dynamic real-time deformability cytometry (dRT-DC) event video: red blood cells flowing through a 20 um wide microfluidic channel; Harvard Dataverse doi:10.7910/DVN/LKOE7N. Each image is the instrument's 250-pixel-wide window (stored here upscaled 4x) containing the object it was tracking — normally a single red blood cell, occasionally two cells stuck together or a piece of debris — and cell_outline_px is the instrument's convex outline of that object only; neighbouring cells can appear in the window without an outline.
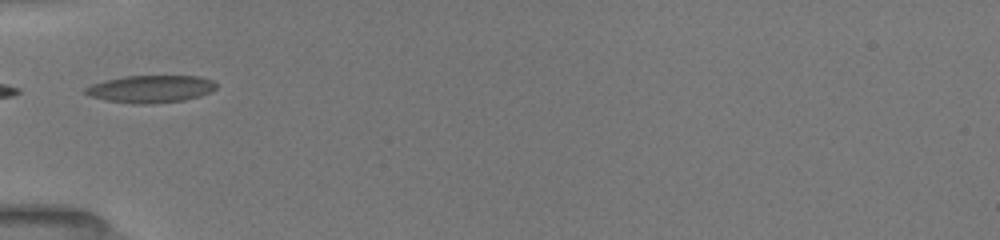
{"species": "common noctule bat (a hibernating species)", "species_latin": "Nyctalus noctula", "temperature_condition": "room temperature", "stored_images_in_passage": 3, "camera_frame_rate_fps": 3000, "um_per_image_px": 0.085, "animal": {"sex": "female", "body_mass_g": 19.5, "forearm_length_mm": 54.1}, "frame": {"image": 1, "passage_image": 1, "time_ms": 0.0, "image_size_px": [1000, 240], "cell_outline_px": [[216, 88], [200, 96], [184, 100], [152, 104], [132, 104], [104, 100], [88, 96], [84, 92], [84, 88], [92, 84], [104, 80], [124, 76], [200, 76], [212, 80], [216, 84]], "centroid_in_image_um": [12.76, 7.57], "position_along_channel_um": 72.2, "area_um2": 21.04}}